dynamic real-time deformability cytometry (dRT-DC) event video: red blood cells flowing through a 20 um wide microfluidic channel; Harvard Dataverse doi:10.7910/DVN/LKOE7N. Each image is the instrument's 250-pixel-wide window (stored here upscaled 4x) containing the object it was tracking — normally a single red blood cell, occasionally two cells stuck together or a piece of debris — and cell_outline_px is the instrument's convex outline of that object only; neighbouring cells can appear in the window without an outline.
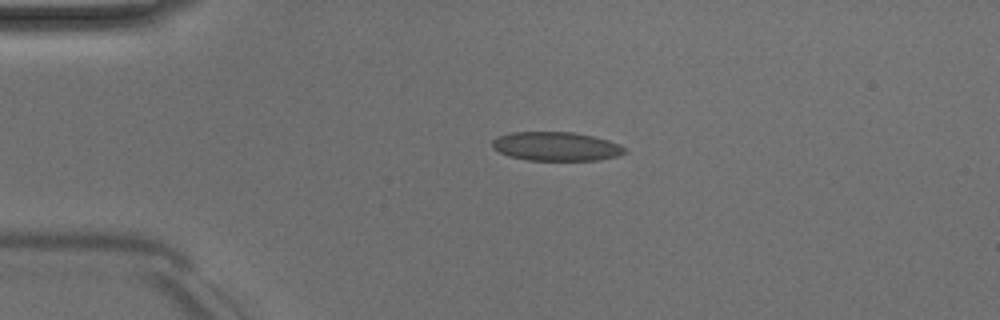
{"species": "Egyptian fruit bat (a non-hibernating species)", "species_latin": "Rousettus aegyptiacus", "temperature_condition": "room temperature", "stored_images_in_passage": 3, "camera_frame_rate_fps": 3000, "um_per_image_px": 0.085, "animal": {"sex": "male"}, "frame": {"image": 1, "passage_image": 1, "time_ms": 0.0, "image_size_px": [1000, 320], "cell_outline_px": [[628, 152], [616, 156], [600, 160], [528, 160], [508, 156], [492, 148], [492, 140], [496, 136], [508, 132], [572, 132], [592, 136], [608, 140], [620, 144]], "centroid_in_image_um": [47.24, 12.44], "position_along_channel_um": 37.8, "area_um2": 22.43}}